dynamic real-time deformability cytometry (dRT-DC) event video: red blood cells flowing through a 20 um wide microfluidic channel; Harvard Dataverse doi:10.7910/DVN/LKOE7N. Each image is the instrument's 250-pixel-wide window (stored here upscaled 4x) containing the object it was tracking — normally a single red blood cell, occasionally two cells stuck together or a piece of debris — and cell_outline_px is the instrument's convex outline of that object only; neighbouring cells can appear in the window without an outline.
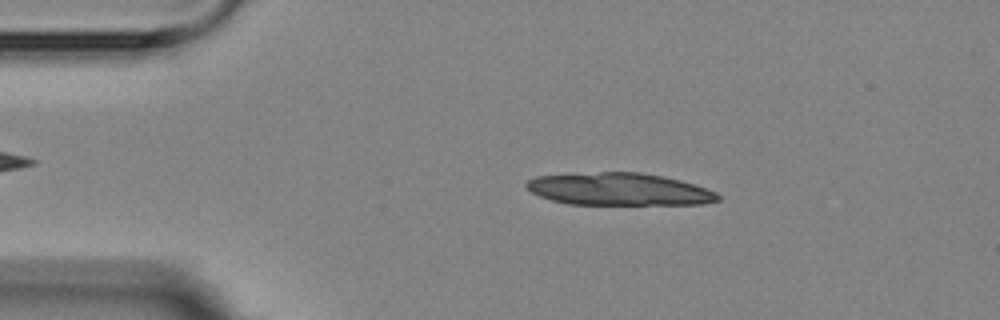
{"species": "Egyptian fruit bat (a non-hibernating species)", "species_latin": "Rousettus aegyptiacus", "temperature_condition": "room temperature", "stored_images_in_passage": 4, "camera_frame_rate_fps": 3000, "um_per_image_px": 0.085, "animal": {"sex": "female"}, "frame": {"image": 1, "passage_image": 2, "time_ms": 1.333, "image_size_px": [1000, 320], "cell_outline_px": [[720, 200], [700, 204], [568, 204], [552, 200], [540, 196], [532, 192], [524, 184], [528, 180], [536, 176], [600, 172], [640, 172], [664, 176], [680, 180], [716, 192], [720, 196]], "centroid_in_image_um": [52.61, 16.08], "position_along_channel_um": 32.4, "area_um2": 35.89}}